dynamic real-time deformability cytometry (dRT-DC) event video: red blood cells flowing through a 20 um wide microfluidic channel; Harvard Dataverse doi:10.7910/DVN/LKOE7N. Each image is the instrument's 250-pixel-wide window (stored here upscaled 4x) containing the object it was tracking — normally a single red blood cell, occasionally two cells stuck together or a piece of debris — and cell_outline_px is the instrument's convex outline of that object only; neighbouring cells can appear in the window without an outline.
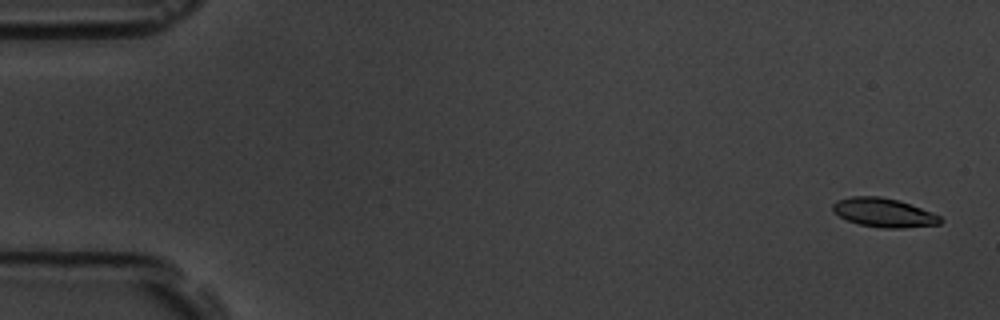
{"species": "common noctule bat (a hibernating species)", "species_latin": "Nyctalus noctula", "temperature_condition": "room temperature", "stored_images_in_passage": 8, "camera_frame_rate_fps": 3000, "um_per_image_px": 0.085, "animal": {"sex": "male", "body_mass_g": 19.5, "forearm_length_mm": 54.6}, "frame": {"image": 1, "passage_image": 1, "time_ms": 0.0, "image_size_px": [1000, 320], "cell_outline_px": [[944, 220], [940, 224], [900, 228], [884, 228], [860, 224], [848, 220], [832, 212], [832, 204], [836, 200], [852, 196], [880, 196], [896, 200], [932, 212], [940, 216]], "centroid_in_image_um": [75.1, 18.07], "position_along_channel_um": 9.9, "area_um2": 17.98}}
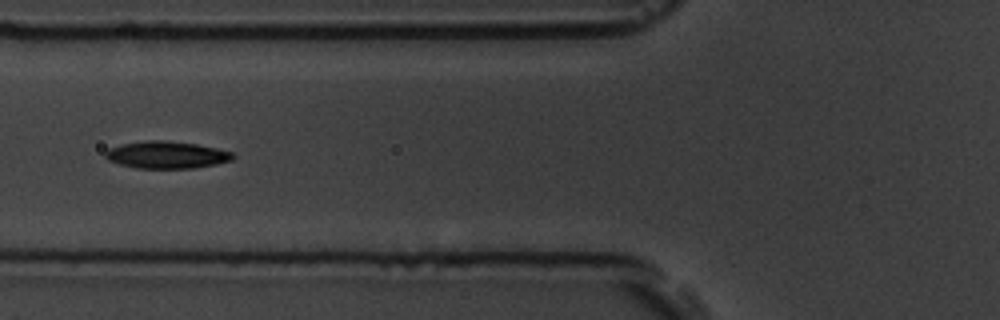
{"frame": {"image": 2, "passage_image": 6, "time_ms": 6.667, "image_size_px": [1000, 320], "cell_outline_px": [[236, 156], [232, 160], [216, 164], [192, 168], [136, 168], [120, 164], [108, 160], [104, 156], [104, 152], [108, 148], [124, 144], [148, 140], [164, 140], [196, 144], [216, 148], [232, 152]], "centroid_in_image_um": [14.15, 13.16], "position_along_channel_um": 111.6, "area_um2": 20.11}}
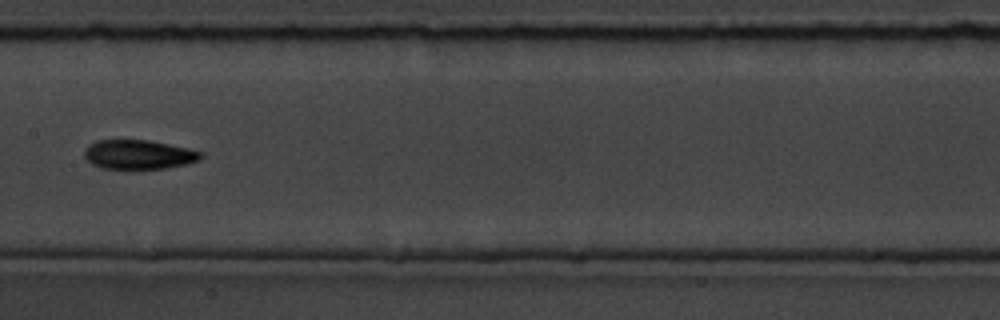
{"frame": {"image": 3, "passage_image": 8, "time_ms": 9.0, "image_size_px": [1000, 320], "cell_outline_px": [[204, 156], [200, 160], [184, 164], [164, 168], [100, 168], [92, 164], [84, 156], [84, 148], [88, 144], [96, 140], [148, 140], [188, 148], [200, 152]], "centroid_in_image_um": [11.74, 13.12], "position_along_channel_um": 195.7, "area_um2": 19.71}}